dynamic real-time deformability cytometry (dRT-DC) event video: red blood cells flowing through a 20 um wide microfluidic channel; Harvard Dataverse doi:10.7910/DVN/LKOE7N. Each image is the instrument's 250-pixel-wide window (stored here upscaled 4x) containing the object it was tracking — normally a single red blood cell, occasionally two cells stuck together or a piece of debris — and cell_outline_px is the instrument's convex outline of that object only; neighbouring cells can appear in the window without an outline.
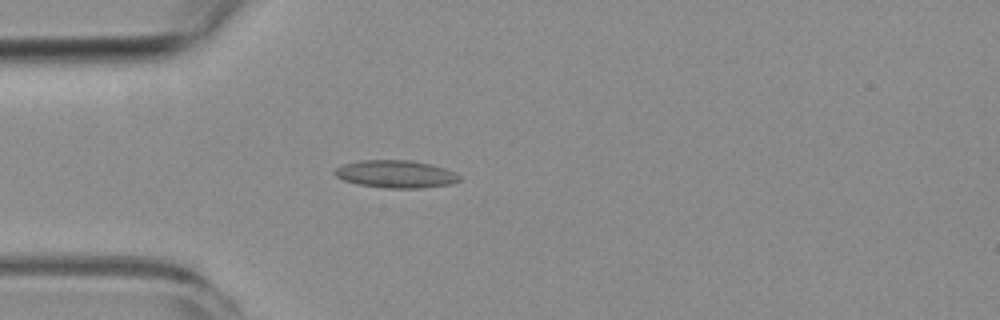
{"species": "common noctule bat (a hibernating species)", "species_latin": "Nyctalus noctula", "temperature_condition": "room temperature", "stored_images_in_passage": 5, "camera_frame_rate_fps": 3000, "um_per_image_px": 0.085, "animal": {"sex": "female", "body_mass_g": 19.3, "forearm_length_mm": 54.1}, "frame": {"image": 1, "passage_image": 5, "time_ms": 4.667, "image_size_px": [1000, 320], "cell_outline_px": [[460, 180], [452, 184], [420, 188], [384, 188], [360, 184], [344, 180], [336, 176], [332, 172], [336, 168], [344, 164], [360, 160], [412, 160], [432, 164], [444, 168], [460, 176]], "centroid_in_image_um": [33.64, 14.79], "position_along_channel_um": 51.4, "area_um2": 20.0}}